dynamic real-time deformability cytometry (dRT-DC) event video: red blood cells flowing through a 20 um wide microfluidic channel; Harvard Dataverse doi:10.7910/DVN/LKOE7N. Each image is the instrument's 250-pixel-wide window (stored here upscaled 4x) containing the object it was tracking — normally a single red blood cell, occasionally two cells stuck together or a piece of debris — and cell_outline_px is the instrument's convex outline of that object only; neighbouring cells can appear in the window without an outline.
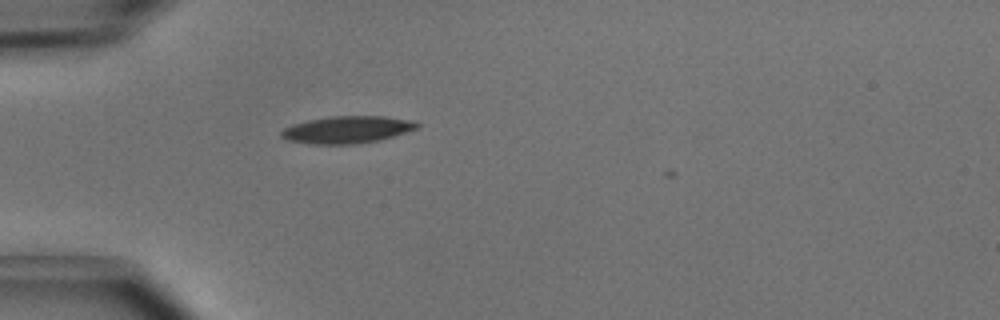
{"species": "common noctule bat (a hibernating species)", "species_latin": "Nyctalus noctula", "temperature_condition": "cold", "stored_images_in_passage": 30, "camera_frame_rate_fps": 3000, "um_per_image_px": 0.085, "animal": {"sex": "male", "body_mass_g": 15.6}, "frame": {"image": 1, "passage_image": 1, "time_ms": 0.0, "image_size_px": [1000, 320], "cell_outline_px": [[420, 128], [380, 140], [356, 144], [308, 144], [288, 140], [280, 136], [280, 132], [284, 128], [292, 124], [308, 120], [332, 116], [384, 116], [416, 120], [420, 124]], "centroid_in_image_um": [29.55, 11.02], "position_along_channel_um": 55.5, "area_um2": 21.79}}
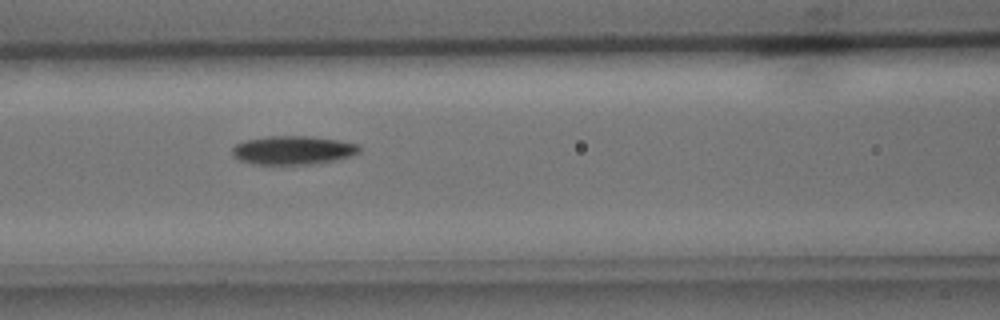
{"frame": {"image": 2, "passage_image": 8, "time_ms": 2.333, "image_size_px": [1000, 320], "cell_outline_px": [[360, 152], [352, 156], [316, 164], [256, 164], [240, 160], [232, 152], [232, 148], [236, 144], [244, 140], [268, 136], [312, 136], [360, 144]], "centroid_in_image_um": [24.94, 12.76], "position_along_channel_um": 141.7, "area_um2": 21.21}}
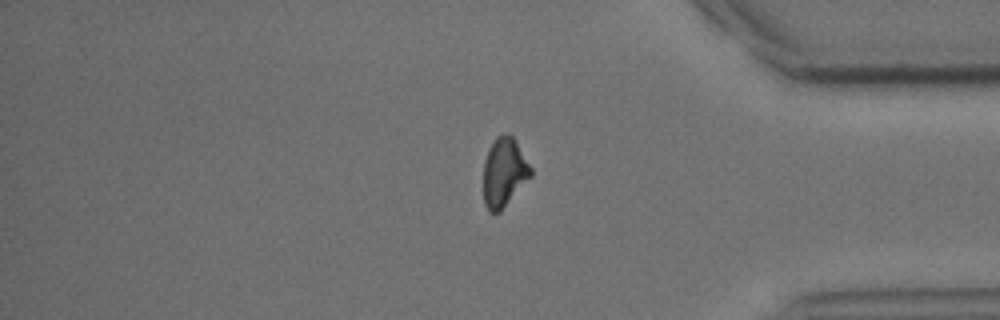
{"frame": {"image": 3, "passage_image": 28, "time_ms": 9.0, "image_size_px": [1000, 320], "cell_outline_px": [[532, 176], [500, 212], [488, 212], [484, 204], [484, 160], [488, 148], [496, 136], [504, 132], [508, 132], [516, 140], [532, 168]], "centroid_in_image_um": [42.85, 14.62], "position_along_channel_um": 392.3, "area_um2": 19.36}}